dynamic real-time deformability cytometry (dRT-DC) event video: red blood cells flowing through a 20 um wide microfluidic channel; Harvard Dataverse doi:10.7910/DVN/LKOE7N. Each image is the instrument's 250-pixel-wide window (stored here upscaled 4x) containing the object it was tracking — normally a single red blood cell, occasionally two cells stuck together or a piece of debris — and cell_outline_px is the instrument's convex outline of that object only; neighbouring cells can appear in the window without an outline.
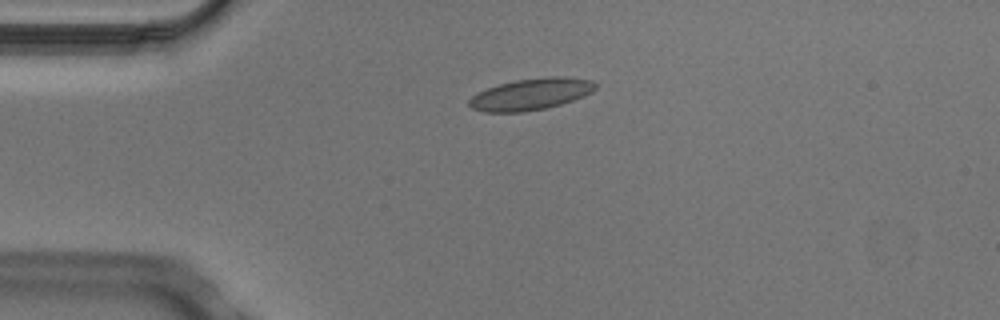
{"species": "Egyptian fruit bat (a non-hibernating species)", "species_latin": "Rousettus aegyptiacus", "temperature_condition": "cold", "stored_images_in_passage": 5, "segment_of_instrument_passage": [1, 2], "camera_frame_rate_fps": 3000, "um_per_image_px": 0.085, "animal": {"sex": "male"}, "frame": {"image": 1, "passage_image": 3, "time_ms": 0.667, "image_size_px": [1000, 320], "cell_outline_px": [[596, 88], [592, 92], [572, 100], [560, 104], [544, 108], [524, 112], [484, 112], [472, 108], [468, 104], [468, 100], [472, 96], [488, 88], [500, 84], [516, 80], [548, 76], [560, 76], [592, 80], [596, 84]], "centroid_in_image_um": [45.12, 8.0], "position_along_channel_um": 39.9, "area_um2": 23.0}}